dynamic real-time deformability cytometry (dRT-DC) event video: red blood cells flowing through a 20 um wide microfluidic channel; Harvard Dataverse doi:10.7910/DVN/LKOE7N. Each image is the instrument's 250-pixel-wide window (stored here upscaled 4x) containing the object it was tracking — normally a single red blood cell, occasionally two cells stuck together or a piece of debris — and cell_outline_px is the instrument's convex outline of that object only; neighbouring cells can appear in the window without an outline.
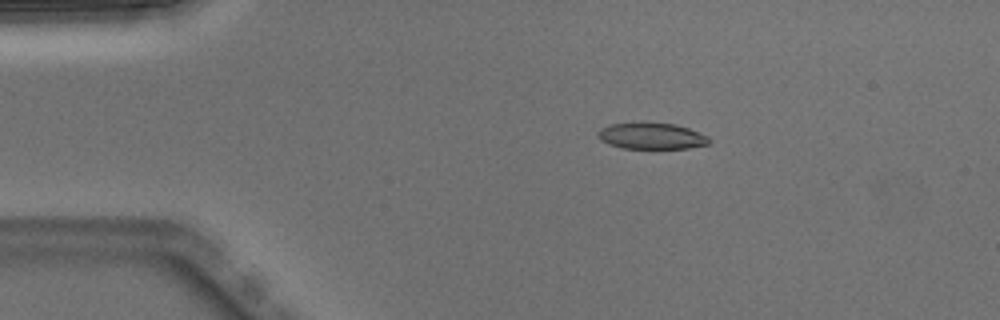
{"species": "Egyptian fruit bat (a non-hibernating species)", "species_latin": "Rousettus aegyptiacus", "temperature_condition": "warm", "stored_images_in_passage": 4, "camera_frame_rate_fps": 3000, "um_per_image_px": 0.085, "animal": {"sex": "male"}, "frame": {"image": 1, "passage_image": 2, "time_ms": 0.333, "image_size_px": [1000, 320], "cell_outline_px": [[712, 140], [708, 144], [688, 148], [620, 148], [608, 144], [600, 140], [596, 136], [596, 132], [600, 128], [612, 124], [676, 124], [688, 128], [708, 136]], "centroid_in_image_um": [55.36, 11.58], "position_along_channel_um": 29.6, "area_um2": 16.76}}
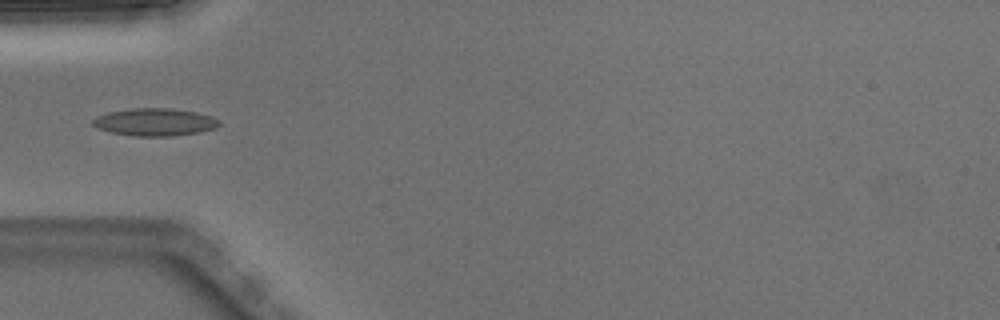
{"frame": {"image": 2, "passage_image": 4, "time_ms": 1.0, "image_size_px": [1000, 320], "cell_outline_px": [[220, 124], [216, 128], [200, 132], [172, 136], [132, 136], [112, 132], [96, 128], [92, 124], [92, 120], [96, 116], [108, 112], [132, 108], [172, 108], [196, 112], [212, 116], [220, 120]], "centroid_in_image_um": [13.17, 10.37], "position_along_channel_um": 71.8, "area_um2": 20.46}}